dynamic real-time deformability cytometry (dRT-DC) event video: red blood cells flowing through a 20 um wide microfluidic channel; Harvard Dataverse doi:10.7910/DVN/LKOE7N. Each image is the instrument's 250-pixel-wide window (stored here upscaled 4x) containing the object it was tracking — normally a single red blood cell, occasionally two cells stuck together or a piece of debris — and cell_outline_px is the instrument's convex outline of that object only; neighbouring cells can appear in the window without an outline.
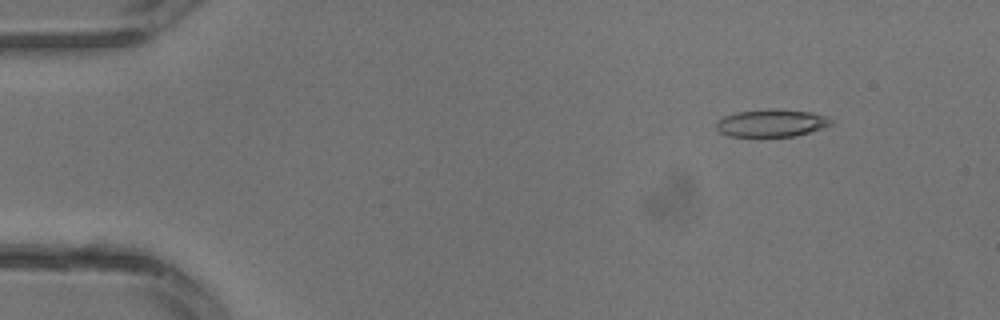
{"species": "common noctule bat (a hibernating species)", "species_latin": "Nyctalus noctula", "temperature_condition": "warm", "stored_images_in_passage": 14, "camera_frame_rate_fps": 3000, "um_per_image_px": 0.085, "animal": {"sex": "male", "body_mass_g": 13.3}, "frame": {"image": 1, "passage_image": 4, "time_ms": 1.0, "image_size_px": [1000, 320], "cell_outline_px": [[836, 120], [832, 124], [796, 136], [732, 136], [720, 132], [716, 128], [716, 120], [724, 116], [736, 112], [768, 108], [776, 108], [812, 112], [828, 116]], "centroid_in_image_um": [65.6, 10.43], "position_along_channel_um": 19.4, "area_um2": 18.61}}
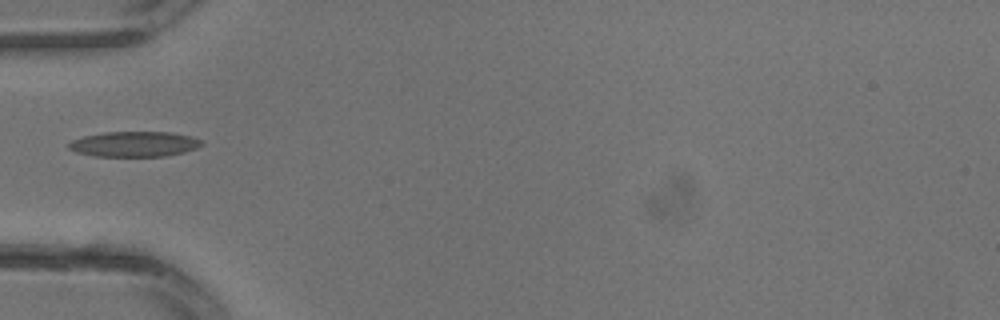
{"frame": {"image": 2, "passage_image": 11, "time_ms": 3.333, "image_size_px": [1000, 320], "cell_outline_px": [[204, 144], [196, 148], [184, 152], [164, 156], [96, 156], [76, 152], [68, 148], [68, 144], [72, 140], [84, 136], [104, 132], [172, 132], [192, 136], [200, 140]], "centroid_in_image_um": [11.42, 12.24], "position_along_channel_um": 73.6, "area_um2": 19.54}}
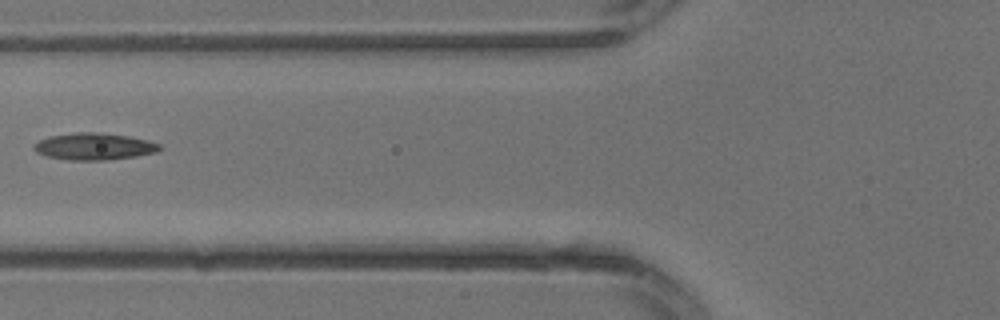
{"frame": {"image": 3, "passage_image": 13, "time_ms": 4.0, "image_size_px": [1000, 320], "cell_outline_px": [[164, 148], [156, 152], [136, 156], [108, 160], [68, 160], [48, 156], [36, 152], [32, 148], [32, 144], [48, 136], [72, 132], [100, 132], [128, 136], [148, 140], [160, 144]], "centroid_in_image_um": [7.99, 12.44], "position_along_channel_um": 117.8, "area_um2": 19.94}}